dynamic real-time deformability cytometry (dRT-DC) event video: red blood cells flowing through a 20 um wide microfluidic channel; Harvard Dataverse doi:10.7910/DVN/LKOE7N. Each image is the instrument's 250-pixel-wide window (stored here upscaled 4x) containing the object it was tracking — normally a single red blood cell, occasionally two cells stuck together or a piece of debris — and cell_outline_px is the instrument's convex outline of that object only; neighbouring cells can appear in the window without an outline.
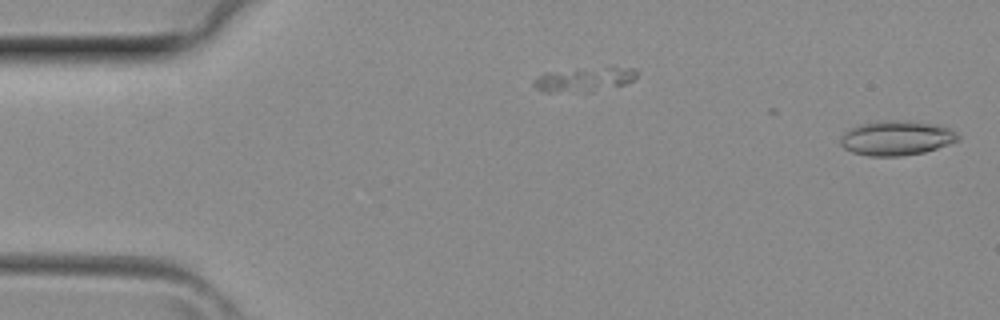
{"species": "common noctule bat (a hibernating species)", "species_latin": "Nyctalus noctula", "temperature_condition": "room temperature", "stored_images_in_passage": 2, "camera_frame_rate_fps": 3000, "um_per_image_px": 0.085, "animal": {"sex": "female", "body_mass_g": 29.2, "forearm_length_mm": 56.3}, "frame": {"image": 1, "passage_image": 2, "time_ms": 0.333, "image_size_px": [1000, 320], "cell_outline_px": [[960, 140], [924, 152], [900, 156], [868, 156], [852, 152], [844, 148], [840, 144], [840, 136], [848, 128], [856, 124], [888, 120], [904, 120], [936, 124], [948, 128], [956, 132], [960, 136]], "centroid_in_image_um": [76.16, 11.72], "position_along_channel_um": 8.8, "area_um2": 23.93}}